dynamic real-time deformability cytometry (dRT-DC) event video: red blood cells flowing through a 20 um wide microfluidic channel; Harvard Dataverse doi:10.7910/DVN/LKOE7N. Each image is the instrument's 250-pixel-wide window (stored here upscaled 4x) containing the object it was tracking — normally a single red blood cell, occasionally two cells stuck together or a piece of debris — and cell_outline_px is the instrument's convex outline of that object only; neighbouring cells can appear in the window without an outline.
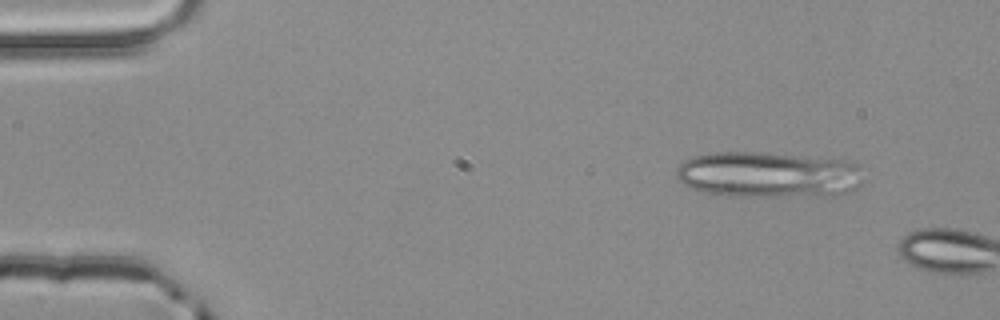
{"species": "common noctule bat (a hibernating species)", "species_latin": "Nyctalus noctula", "temperature_condition": "room temperature", "stored_images_in_passage": 2, "camera_frame_rate_fps": 3000, "um_per_image_px": 0.085, "animal": {"sex": "male", "body_mass_g": 20.4}, "frame": {"image": 1, "passage_image": 1, "time_ms": 0.0, "image_size_px": [1000, 320], "cell_outline_px": [[860, 164], [856, 188], [848, 192], [836, 196], [724, 196], [700, 192], [684, 184], [676, 176], [676, 168], [684, 160], [692, 156], [716, 152], [752, 152], [852, 160]], "centroid_in_image_um": [65.27, 14.85], "position_along_channel_um": 19.7, "area_um2": 50.34}}